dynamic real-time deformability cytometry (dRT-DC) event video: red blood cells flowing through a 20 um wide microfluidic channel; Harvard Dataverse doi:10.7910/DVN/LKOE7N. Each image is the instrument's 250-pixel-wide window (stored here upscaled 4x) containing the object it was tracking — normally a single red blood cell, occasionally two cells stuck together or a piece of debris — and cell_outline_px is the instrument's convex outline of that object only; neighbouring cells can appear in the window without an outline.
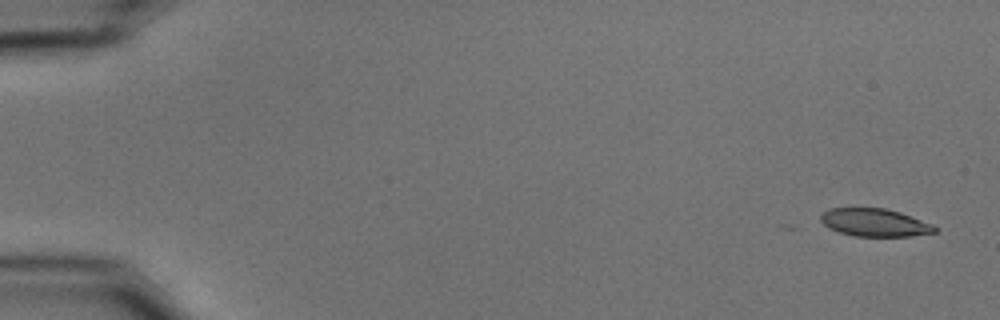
{"species": "common noctule bat (a hibernating species)", "species_latin": "Nyctalus noctula", "temperature_condition": "cold", "stored_images_in_passage": 9, "camera_frame_rate_fps": 3000, "um_per_image_px": 0.085, "animal": {"sex": "male", "body_mass_g": 15.6}, "frame": {"image": 1, "passage_image": 1, "time_ms": 0.0, "image_size_px": [1000, 320], "cell_outline_px": [[936, 232], [908, 236], [856, 236], [840, 232], [828, 228], [820, 220], [820, 216], [828, 208], [888, 208], [900, 212], [932, 224], [936, 228]], "centroid_in_image_um": [74.33, 18.91], "position_along_channel_um": 10.7, "area_um2": 18.38}}